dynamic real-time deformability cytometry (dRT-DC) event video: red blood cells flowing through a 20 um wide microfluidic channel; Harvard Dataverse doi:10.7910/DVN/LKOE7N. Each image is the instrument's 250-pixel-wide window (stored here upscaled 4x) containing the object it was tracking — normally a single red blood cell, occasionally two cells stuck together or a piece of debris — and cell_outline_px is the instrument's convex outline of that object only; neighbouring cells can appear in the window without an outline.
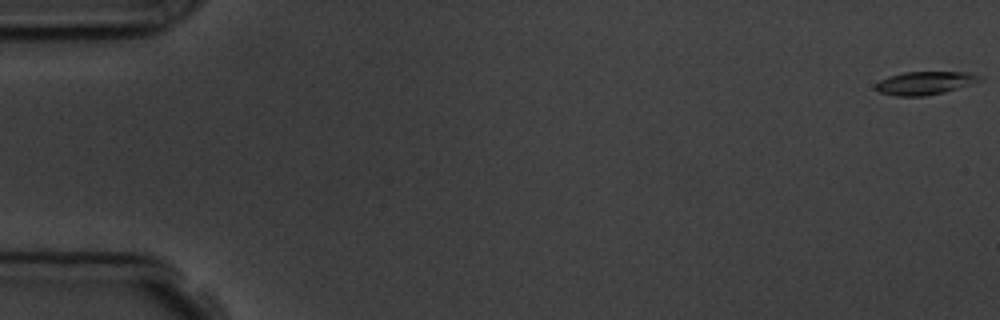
{"species": "common noctule bat (a hibernating species)", "species_latin": "Nyctalus noctula", "temperature_condition": "room temperature", "stored_images_in_passage": 5, "camera_frame_rate_fps": 3000, "um_per_image_px": 0.085, "animal": {"sex": "male", "body_mass_g": 19.5, "forearm_length_mm": 54.6}, "frame": {"image": 1, "passage_image": 1, "time_ms": 0.0, "image_size_px": [1000, 320], "cell_outline_px": [[984, 80], [944, 92], [924, 96], [896, 96], [880, 92], [876, 88], [876, 84], [880, 80], [888, 76], [904, 72], [972, 72], [984, 76]], "centroid_in_image_um": [78.68, 7.04], "position_along_channel_um": 6.3, "area_um2": 14.1}}
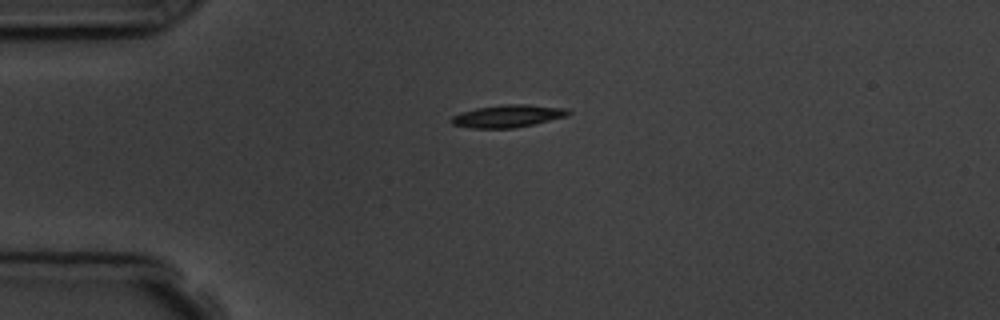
{"frame": {"image": 2, "passage_image": 4, "time_ms": 4.333, "image_size_px": [1000, 320], "cell_outline_px": [[572, 112], [564, 116], [532, 124], [512, 128], [472, 128], [452, 124], [448, 120], [452, 116], [460, 112], [476, 108], [504, 104], [528, 104], [568, 108]], "centroid_in_image_um": [43.11, 9.85], "position_along_channel_um": 41.9, "area_um2": 15.26}}